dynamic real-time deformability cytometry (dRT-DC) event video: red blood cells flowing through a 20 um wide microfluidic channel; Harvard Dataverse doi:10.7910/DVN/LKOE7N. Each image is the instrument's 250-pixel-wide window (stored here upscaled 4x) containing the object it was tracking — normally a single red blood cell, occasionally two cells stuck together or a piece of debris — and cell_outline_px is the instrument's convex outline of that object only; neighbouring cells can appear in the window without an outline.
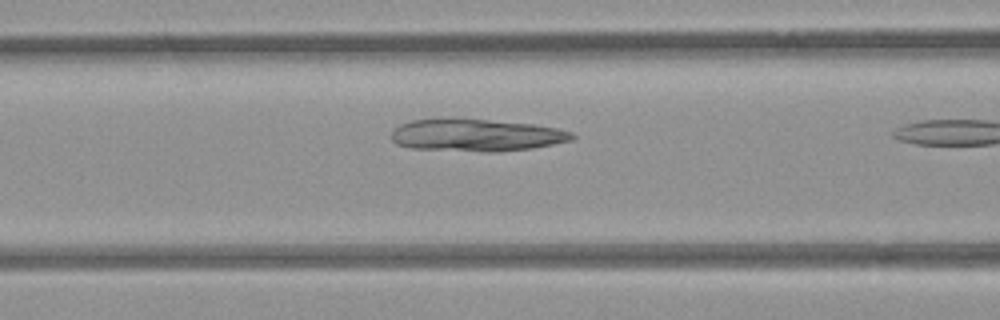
{"species": "common noctule bat (a hibernating species)", "species_latin": "Nyctalus noctula", "temperature_condition": "room temperature", "stored_images_in_passage": 8, "camera_frame_rate_fps": 3000, "um_per_image_px": 0.085, "animal": {"sex": "female", "body_mass_g": 21.9}, "frame": {"image": 1, "passage_image": 7, "time_ms": 2.0, "image_size_px": [1000, 320], "cell_outline_px": [[576, 136], [572, 140], [552, 144], [528, 148], [496, 152], [488, 152], [412, 148], [396, 144], [392, 140], [392, 128], [400, 124], [412, 120], [444, 116], [448, 116], [532, 124], [556, 128], [572, 132]], "centroid_in_image_um": [40.4, 11.45], "position_along_channel_um": 126.2, "area_um2": 34.56}}